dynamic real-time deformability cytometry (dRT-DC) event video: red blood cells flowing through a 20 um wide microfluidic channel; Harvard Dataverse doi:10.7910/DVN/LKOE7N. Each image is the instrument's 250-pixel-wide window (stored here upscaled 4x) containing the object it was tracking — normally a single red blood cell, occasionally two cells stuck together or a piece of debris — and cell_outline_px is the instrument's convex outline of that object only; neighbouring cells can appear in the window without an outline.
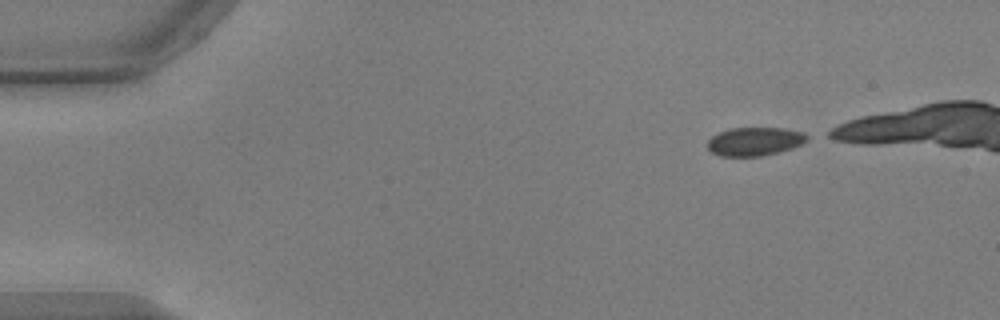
{"species": "common noctule bat (a hibernating species)", "species_latin": "Nyctalus noctula", "temperature_condition": "warm", "stored_images_in_passage": 10, "camera_frame_rate_fps": 3000, "um_per_image_px": 0.085, "animal": {"sex": "male", "body_mass_g": 17.9, "forearm_length_mm": 54.2}, "frame": {"image": 1, "passage_image": 1, "time_ms": 0.0, "image_size_px": [1000, 320], "cell_outline_px": [[812, 136], [808, 140], [792, 148], [760, 156], [720, 156], [712, 152], [708, 148], [708, 140], [712, 136], [720, 132], [732, 128], [784, 128], [804, 132]], "centroid_in_image_um": [64.19, 12.01], "position_along_channel_um": 20.8, "area_um2": 16.47}}